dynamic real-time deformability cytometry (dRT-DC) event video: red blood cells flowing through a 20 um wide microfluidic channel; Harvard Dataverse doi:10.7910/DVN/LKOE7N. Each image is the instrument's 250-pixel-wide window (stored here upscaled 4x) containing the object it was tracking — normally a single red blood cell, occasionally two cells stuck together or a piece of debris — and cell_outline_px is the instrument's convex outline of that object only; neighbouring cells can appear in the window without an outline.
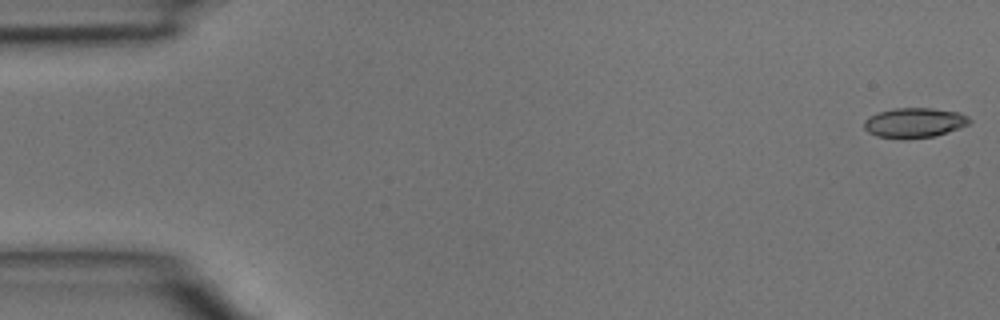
{"species": "common noctule bat (a hibernating species)", "species_latin": "Nyctalus noctula", "temperature_condition": "room temperature", "stored_images_in_passage": 45, "camera_frame_rate_fps": 3000, "um_per_image_px": 0.085, "animal": {"sex": "male", "body_mass_g": 15.6}, "frame": {"image": 1, "passage_image": 1, "time_ms": 0.0, "image_size_px": [1000, 320], "cell_outline_px": [[972, 120], [968, 124], [960, 128], [936, 136], [876, 136], [868, 132], [864, 128], [864, 120], [868, 116], [880, 112], [896, 108], [932, 108], [960, 112], [968, 116]], "centroid_in_image_um": [77.77, 10.39], "position_along_channel_um": 7.2, "area_um2": 17.8}}
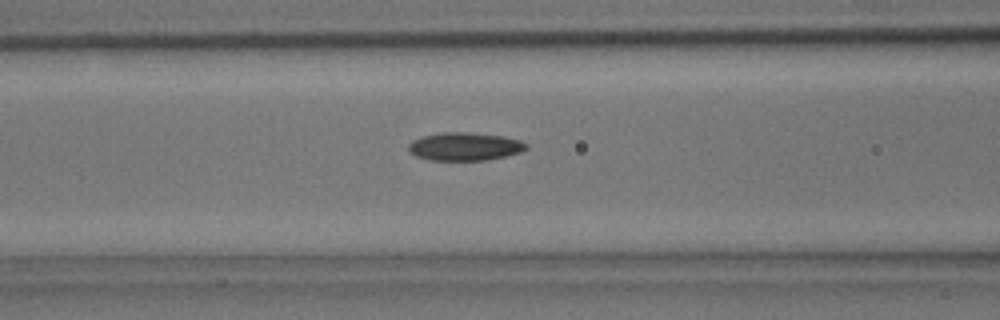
{"frame": {"image": 2, "passage_image": 18, "time_ms": 5.667, "image_size_px": [1000, 320], "cell_outline_px": [[528, 148], [520, 152], [488, 160], [432, 160], [416, 156], [408, 152], [408, 144], [412, 140], [424, 136], [444, 132], [468, 132], [504, 136], [520, 140], [528, 144]], "centroid_in_image_um": [39.5, 12.45], "position_along_channel_um": 127.1, "area_um2": 19.31}}
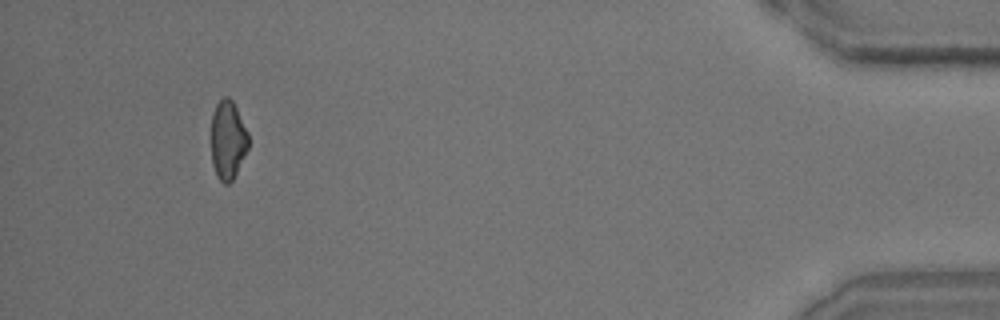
{"frame": {"image": 3, "passage_image": 42, "time_ms": 13.667, "image_size_px": [1000, 320], "cell_outline_px": [[248, 148], [232, 180], [228, 184], [224, 184], [216, 176], [212, 164], [212, 112], [216, 104], [224, 96], [228, 96], [232, 100], [248, 132]], "centroid_in_image_um": [19.36, 11.89], "position_along_channel_um": 415.8, "area_um2": 16.94}}